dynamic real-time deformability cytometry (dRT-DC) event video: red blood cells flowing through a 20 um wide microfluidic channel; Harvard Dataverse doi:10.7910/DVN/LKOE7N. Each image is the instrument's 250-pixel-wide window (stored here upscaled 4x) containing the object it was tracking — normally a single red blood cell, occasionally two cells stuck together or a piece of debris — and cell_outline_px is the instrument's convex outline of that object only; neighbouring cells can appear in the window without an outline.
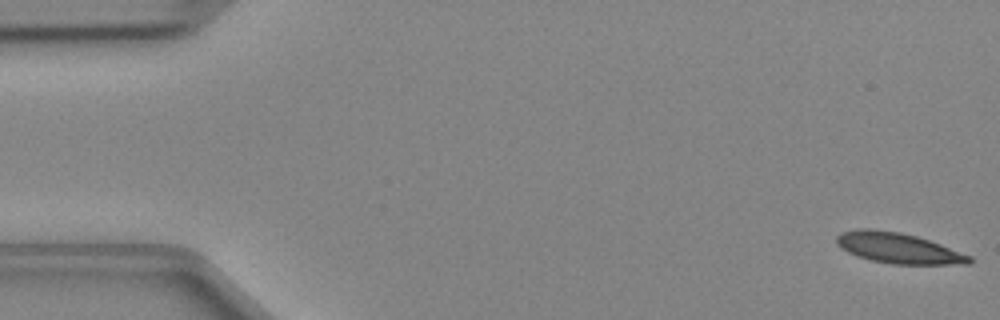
{"species": "Egyptian fruit bat (a non-hibernating species)", "species_latin": "Rousettus aegyptiacus", "temperature_condition": "cold", "stored_images_in_passage": 47, "camera_frame_rate_fps": 3000, "um_per_image_px": 0.085, "animal": {"sex": "female"}, "frame": {"image": 1, "passage_image": 1, "time_ms": 0.0, "image_size_px": [1000, 320], "cell_outline_px": [[972, 264], [892, 264], [872, 260], [856, 256], [840, 248], [836, 244], [836, 236], [840, 232], [856, 228], [868, 228], [900, 232], [916, 236], [940, 244], [972, 256]], "centroid_in_image_um": [76.31, 21.08], "position_along_channel_um": 8.7, "area_um2": 23.76}}
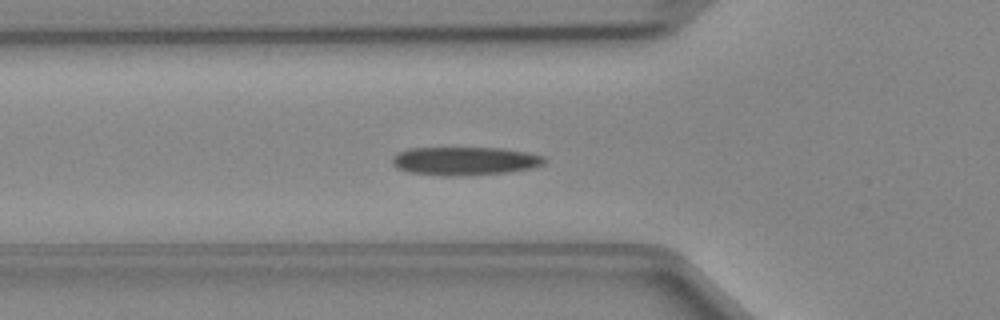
{"frame": {"image": 2, "passage_image": 16, "time_ms": 5.0, "image_size_px": [1000, 320], "cell_outline_px": [[548, 160], [544, 164], [532, 168], [508, 172], [448, 176], [408, 172], [396, 168], [392, 164], [392, 156], [408, 148], [500, 148], [528, 152], [544, 156]], "centroid_in_image_um": [39.52, 13.68], "position_along_channel_um": 86.3, "area_um2": 25.14}}
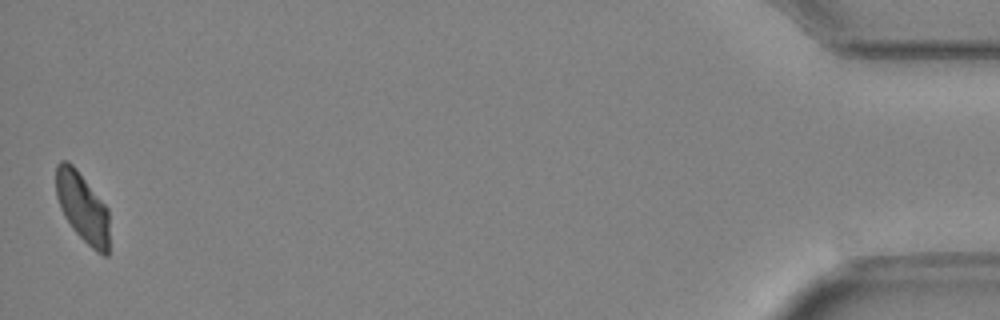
{"frame": {"image": 3, "passage_image": 47, "time_ms": 15.333, "image_size_px": [1000, 320], "cell_outline_px": [[108, 256], [104, 256], [96, 252], [72, 228], [64, 216], [60, 208], [56, 196], [56, 164], [60, 160], [68, 160], [76, 168], [108, 208]], "centroid_in_image_um": [6.99, 17.6], "position_along_channel_um": 428.2, "area_um2": 21.62}}